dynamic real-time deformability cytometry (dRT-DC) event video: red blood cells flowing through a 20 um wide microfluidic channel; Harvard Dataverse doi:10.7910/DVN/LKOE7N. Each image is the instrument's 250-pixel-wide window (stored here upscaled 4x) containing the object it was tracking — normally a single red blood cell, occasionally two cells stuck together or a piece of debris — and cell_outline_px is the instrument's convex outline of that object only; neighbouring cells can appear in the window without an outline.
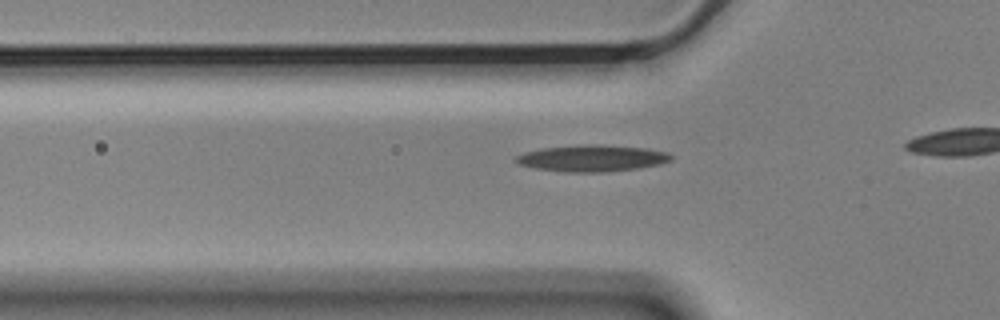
{"species": "Egyptian fruit bat (a non-hibernating species)", "species_latin": "Rousettus aegyptiacus", "temperature_condition": "cold", "stored_images_in_passage": 14, "camera_frame_rate_fps": 3000, "um_per_image_px": 0.085, "animal": {"sex": "male"}, "frame": {"image": 1, "passage_image": 8, "time_ms": 2.333, "image_size_px": [1000, 320], "cell_outline_px": [[672, 160], [660, 164], [640, 168], [600, 172], [564, 172], [536, 168], [516, 164], [512, 160], [516, 156], [524, 152], [540, 148], [592, 144], [648, 148], [668, 152], [672, 156]], "centroid_in_image_um": [50.3, 13.45], "position_along_channel_um": 75.5, "area_um2": 24.1}}
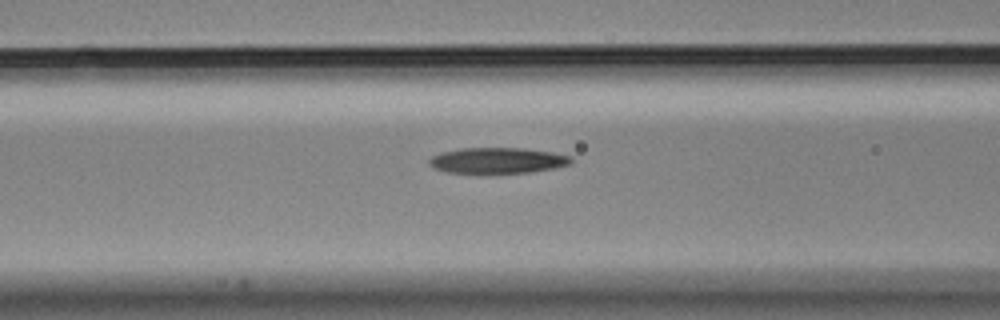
{"frame": {"image": 2, "passage_image": 12, "time_ms": 3.667, "image_size_px": [1000, 320], "cell_outline_px": [[572, 164], [556, 168], [532, 172], [480, 176], [444, 172], [432, 168], [428, 164], [428, 160], [432, 156], [440, 152], [460, 148], [524, 148], [552, 152], [572, 156]], "centroid_in_image_um": [42.23, 13.69], "position_along_channel_um": 124.4, "area_um2": 22.66}}